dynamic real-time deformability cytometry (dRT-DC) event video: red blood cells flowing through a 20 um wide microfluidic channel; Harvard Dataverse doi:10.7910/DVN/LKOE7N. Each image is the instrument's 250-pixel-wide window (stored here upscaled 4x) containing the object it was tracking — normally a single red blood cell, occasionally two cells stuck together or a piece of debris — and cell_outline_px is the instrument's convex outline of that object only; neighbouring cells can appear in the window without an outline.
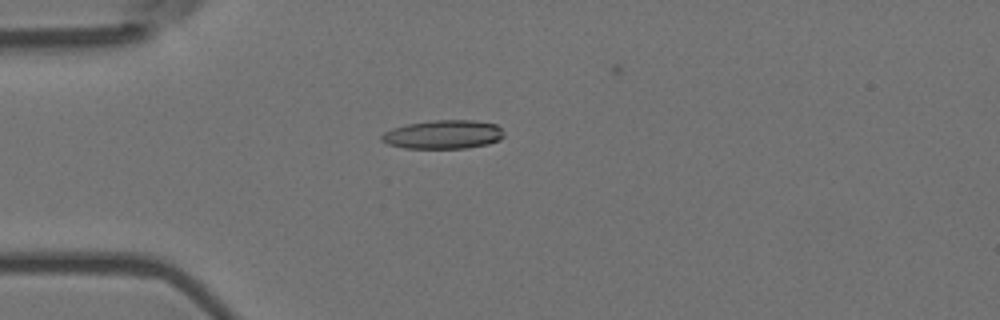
{"species": "Egyptian fruit bat (a non-hibernating species)", "species_latin": "Rousettus aegyptiacus", "temperature_condition": "room temperature", "stored_images_in_passage": 7, "camera_frame_rate_fps": 3000, "um_per_image_px": 0.085, "animal": {"sex": "female"}, "frame": {"image": 1, "passage_image": 4, "time_ms": 1.0, "image_size_px": [1000, 320], "cell_outline_px": [[504, 136], [500, 140], [488, 144], [464, 148], [404, 148], [388, 144], [380, 140], [380, 136], [384, 132], [392, 128], [408, 124], [432, 120], [472, 120], [496, 124], [504, 132]], "centroid_in_image_um": [37.67, 11.43], "position_along_channel_um": 47.3, "area_um2": 20.52}}
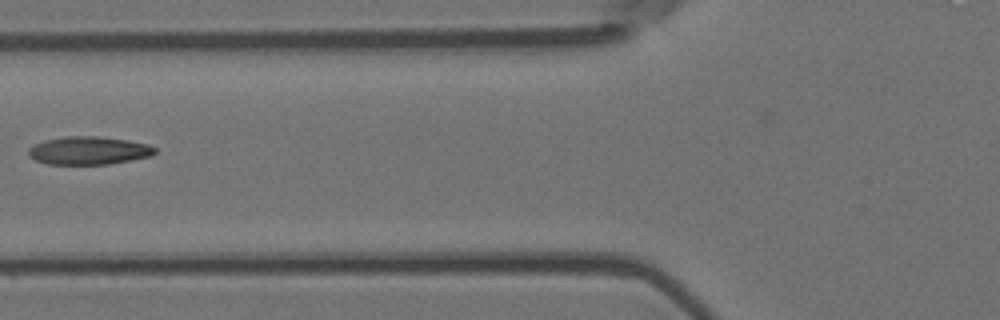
{"frame": {"image": 2, "passage_image": 6, "time_ms": 1.667, "image_size_px": [1000, 320], "cell_outline_px": [[156, 152], [152, 156], [108, 164], [48, 164], [36, 160], [28, 156], [28, 148], [44, 140], [64, 136], [100, 136], [128, 140], [148, 144], [156, 148]], "centroid_in_image_um": [7.55, 12.79], "position_along_channel_um": 118.3, "area_um2": 20.75}}
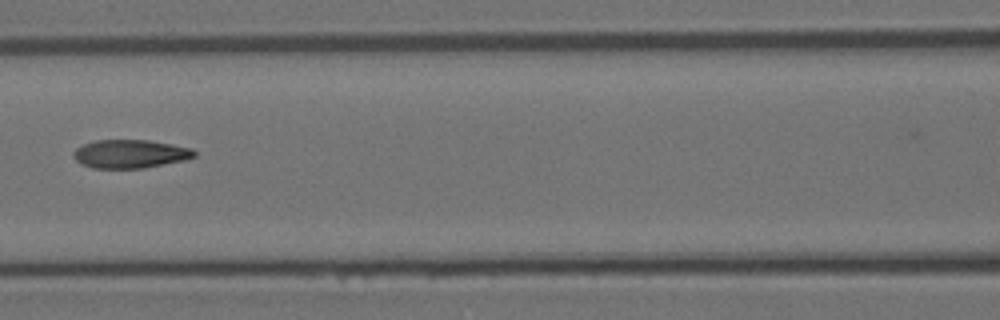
{"frame": {"image": 3, "passage_image": 7, "time_ms": 2.0, "image_size_px": [1000, 320], "cell_outline_px": [[196, 156], [184, 160], [144, 168], [92, 168], [80, 164], [72, 156], [72, 152], [76, 148], [84, 144], [96, 140], [148, 140], [172, 144], [192, 148], [196, 152]], "centroid_in_image_um": [11.05, 13.08], "position_along_channel_um": 155.6, "area_um2": 20.11}}